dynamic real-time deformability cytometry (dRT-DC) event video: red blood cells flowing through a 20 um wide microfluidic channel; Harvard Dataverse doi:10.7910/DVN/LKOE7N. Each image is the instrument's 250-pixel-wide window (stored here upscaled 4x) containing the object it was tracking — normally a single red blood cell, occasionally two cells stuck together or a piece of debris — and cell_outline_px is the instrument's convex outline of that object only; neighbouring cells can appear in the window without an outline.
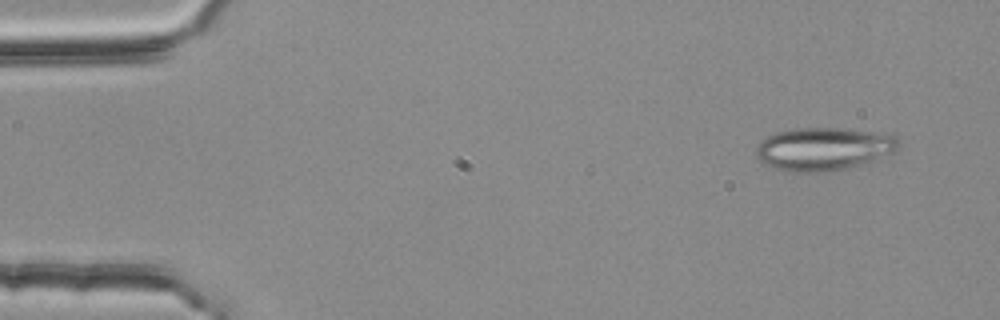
{"species": "common noctule bat (a hibernating species)", "species_latin": "Nyctalus noctula", "temperature_condition": "room temperature", "stored_images_in_passage": 3, "camera_frame_rate_fps": 3000, "um_per_image_px": 0.085, "animal": {"sex": "female", "body_mass_g": 25.1}, "frame": {"image": 1, "passage_image": 1, "time_ms": 0.0, "image_size_px": [1000, 320], "cell_outline_px": [[900, 140], [896, 148], [892, 152], [876, 160], [828, 172], [788, 172], [776, 168], [760, 160], [756, 156], [756, 144], [760, 140], [768, 136], [792, 128], [852, 128], [880, 132], [892, 136]], "centroid_in_image_um": [69.99, 12.64], "position_along_channel_um": 15.0, "area_um2": 35.72}}